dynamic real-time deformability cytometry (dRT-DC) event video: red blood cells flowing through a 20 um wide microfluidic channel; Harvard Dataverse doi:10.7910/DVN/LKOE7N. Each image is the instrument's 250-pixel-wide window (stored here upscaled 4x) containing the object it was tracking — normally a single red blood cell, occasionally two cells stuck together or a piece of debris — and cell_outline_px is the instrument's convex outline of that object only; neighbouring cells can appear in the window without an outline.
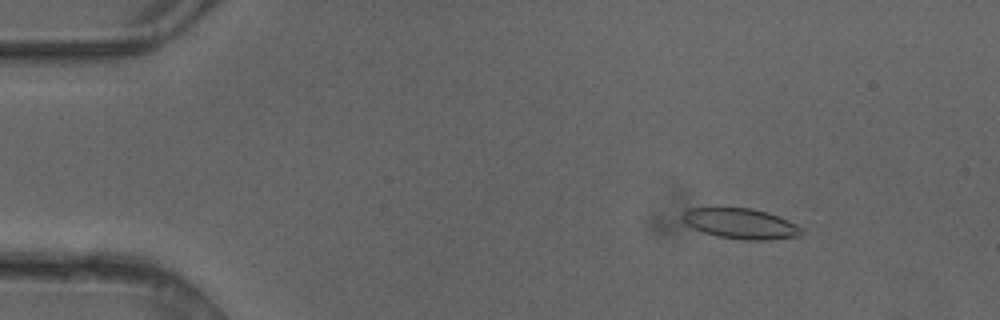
{"species": "common noctule bat (a hibernating species)", "species_latin": "Nyctalus noctula", "temperature_condition": "cold", "stored_images_in_passage": 4, "camera_frame_rate_fps": 3000, "um_per_image_px": 0.085, "animal": {"sex": "female"}, "frame": {"image": 1, "passage_image": 2, "time_ms": 0.333, "image_size_px": [1000, 320], "cell_outline_px": [[804, 236], [768, 240], [744, 240], [716, 236], [692, 228], [680, 216], [688, 208], [752, 208], [768, 212], [788, 220], [804, 228]], "centroid_in_image_um": [63.03, 19.02], "position_along_channel_um": 22.0, "area_um2": 21.33}}
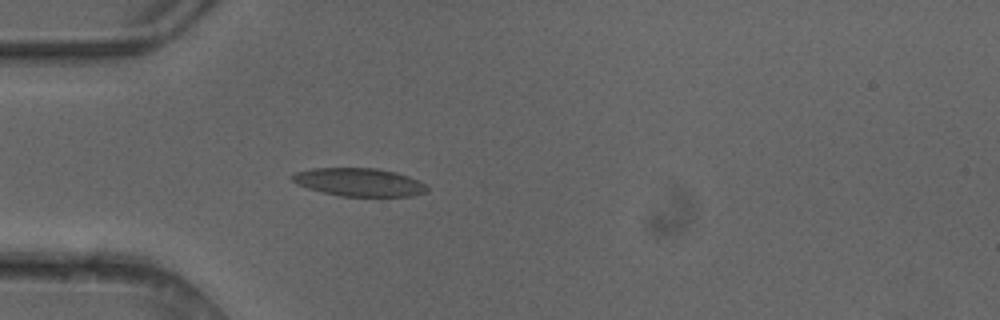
{"frame": {"image": 2, "passage_image": 4, "time_ms": 1.0, "image_size_px": [1000, 320], "cell_outline_px": [[428, 192], [412, 196], [340, 196], [308, 188], [296, 184], [288, 176], [296, 172], [312, 168], [376, 168], [396, 172], [408, 176], [428, 184]], "centroid_in_image_um": [30.54, 15.48], "position_along_channel_um": 54.5, "area_um2": 22.25}}